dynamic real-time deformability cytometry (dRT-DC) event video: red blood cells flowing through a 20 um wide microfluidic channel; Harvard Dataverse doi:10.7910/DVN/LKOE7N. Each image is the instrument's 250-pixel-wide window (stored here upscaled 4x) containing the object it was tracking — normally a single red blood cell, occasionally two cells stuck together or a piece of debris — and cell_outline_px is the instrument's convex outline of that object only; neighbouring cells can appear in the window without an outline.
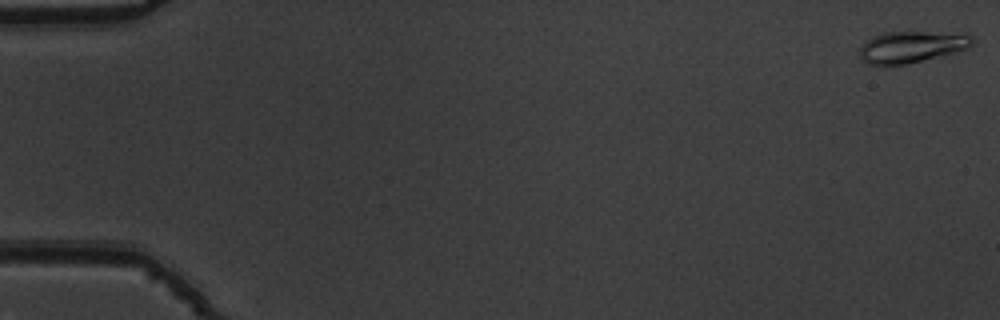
{"species": "common noctule bat (a hibernating species)", "species_latin": "Nyctalus noctula", "temperature_condition": "warm", "stored_images_in_passage": 54, "camera_frame_rate_fps": 3000, "um_per_image_px": 0.085, "animal": {"sex": "male", "body_mass_g": 19.5, "forearm_length_mm": 54.6}, "frame": {"image": 1, "passage_image": 1, "time_ms": 0.0, "image_size_px": [1000, 320], "cell_outline_px": [[976, 40], [968, 48], [908, 64], [884, 68], [868, 64], [860, 56], [860, 48], [864, 40], [872, 36], [884, 32], [964, 32], [972, 36]], "centroid_in_image_um": [77.46, 3.99], "position_along_channel_um": 7.5, "area_um2": 21.39}}
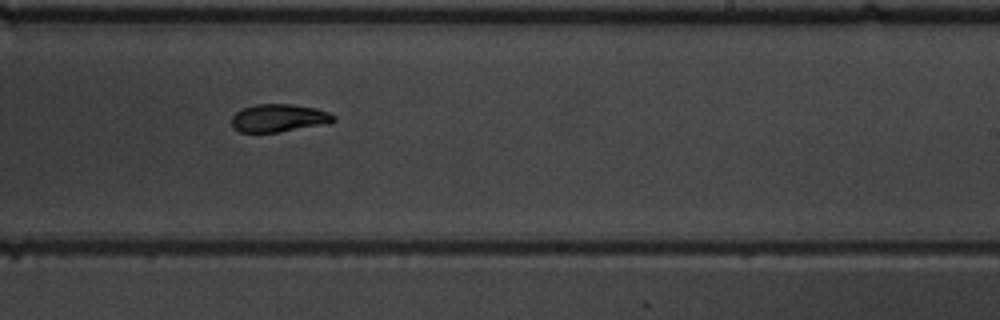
{"frame": {"image": 2, "passage_image": 34, "time_ms": 11.0, "image_size_px": [1000, 320], "cell_outline_px": [[336, 120], [328, 124], [280, 132], [240, 132], [232, 128], [232, 116], [236, 112], [244, 108], [256, 104], [292, 104], [316, 108], [328, 112], [336, 116]], "centroid_in_image_um": [23.73, 10.04], "position_along_channel_um": 265.3, "area_um2": 16.7}}
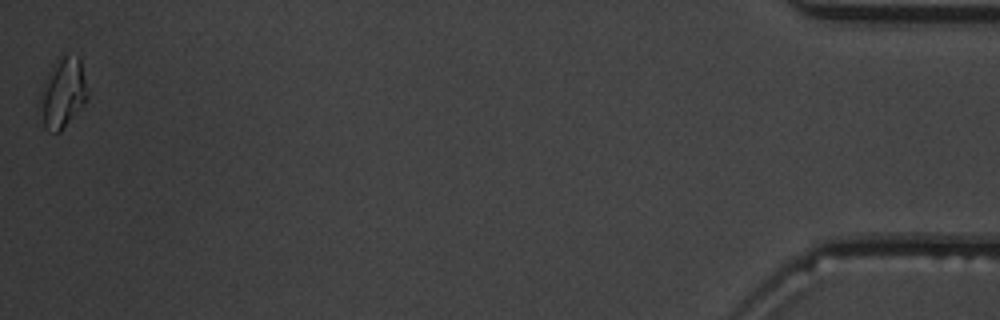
{"frame": {"image": 3, "passage_image": 54, "time_ms": 17.667, "image_size_px": [1000, 320], "cell_outline_px": [[88, 100], [60, 132], [56, 132], [44, 128], [40, 100], [40, 88], [56, 56], [68, 52], [80, 56], [88, 96]], "centroid_in_image_um": [5.35, 7.8], "position_along_channel_um": 429.9, "area_um2": 19.77}, "authors_computed_cell_mechanics": {"area_um2": 17.4267, "velocity_mm_per_s": 3.8122, "shape_relaxation_time_tau1_ms": 5.0742, "shape_relaxation_time_tau2_ms": 10.3116, "deformation_change_tau1": 0.1635, "deformation_change_tau2": 0.1486}}